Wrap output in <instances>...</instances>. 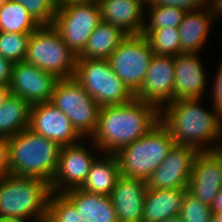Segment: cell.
<instances>
[{"label": "cell", "mask_w": 222, "mask_h": 222, "mask_svg": "<svg viewBox=\"0 0 222 222\" xmlns=\"http://www.w3.org/2000/svg\"><path fill=\"white\" fill-rule=\"evenodd\" d=\"M209 0H146V5L180 7L187 11L202 9Z\"/></svg>", "instance_id": "d6a6232c"}, {"label": "cell", "mask_w": 222, "mask_h": 222, "mask_svg": "<svg viewBox=\"0 0 222 222\" xmlns=\"http://www.w3.org/2000/svg\"><path fill=\"white\" fill-rule=\"evenodd\" d=\"M89 151L82 142L61 147L57 172L50 183L53 193H63L82 186L93 162L99 157Z\"/></svg>", "instance_id": "7c38bea8"}, {"label": "cell", "mask_w": 222, "mask_h": 222, "mask_svg": "<svg viewBox=\"0 0 222 222\" xmlns=\"http://www.w3.org/2000/svg\"><path fill=\"white\" fill-rule=\"evenodd\" d=\"M160 222H183L180 215H176L174 217H170V218H167L163 221H160Z\"/></svg>", "instance_id": "b9f144b4"}, {"label": "cell", "mask_w": 222, "mask_h": 222, "mask_svg": "<svg viewBox=\"0 0 222 222\" xmlns=\"http://www.w3.org/2000/svg\"><path fill=\"white\" fill-rule=\"evenodd\" d=\"M188 189H147L142 222H160L180 214Z\"/></svg>", "instance_id": "7402d4cb"}, {"label": "cell", "mask_w": 222, "mask_h": 222, "mask_svg": "<svg viewBox=\"0 0 222 222\" xmlns=\"http://www.w3.org/2000/svg\"><path fill=\"white\" fill-rule=\"evenodd\" d=\"M147 186L144 180L120 175L110 199L118 222H142Z\"/></svg>", "instance_id": "e0dca14e"}, {"label": "cell", "mask_w": 222, "mask_h": 222, "mask_svg": "<svg viewBox=\"0 0 222 222\" xmlns=\"http://www.w3.org/2000/svg\"><path fill=\"white\" fill-rule=\"evenodd\" d=\"M222 188V155L218 151L199 152L193 162L188 192L211 206Z\"/></svg>", "instance_id": "2e32d148"}, {"label": "cell", "mask_w": 222, "mask_h": 222, "mask_svg": "<svg viewBox=\"0 0 222 222\" xmlns=\"http://www.w3.org/2000/svg\"><path fill=\"white\" fill-rule=\"evenodd\" d=\"M31 33H8L0 31V56L12 63L24 61Z\"/></svg>", "instance_id": "f1b7e54d"}, {"label": "cell", "mask_w": 222, "mask_h": 222, "mask_svg": "<svg viewBox=\"0 0 222 222\" xmlns=\"http://www.w3.org/2000/svg\"><path fill=\"white\" fill-rule=\"evenodd\" d=\"M202 10V11H200ZM214 20L208 5L202 9L187 11L178 27L180 37V54H197L205 45ZM211 22V23H210Z\"/></svg>", "instance_id": "ffe728a7"}, {"label": "cell", "mask_w": 222, "mask_h": 222, "mask_svg": "<svg viewBox=\"0 0 222 222\" xmlns=\"http://www.w3.org/2000/svg\"><path fill=\"white\" fill-rule=\"evenodd\" d=\"M120 175L117 156L105 153V156L95 159L80 189L91 193L110 195Z\"/></svg>", "instance_id": "603a6c76"}, {"label": "cell", "mask_w": 222, "mask_h": 222, "mask_svg": "<svg viewBox=\"0 0 222 222\" xmlns=\"http://www.w3.org/2000/svg\"><path fill=\"white\" fill-rule=\"evenodd\" d=\"M8 142L9 174L36 177L51 183L59 164V144L29 128L9 137Z\"/></svg>", "instance_id": "3957f363"}, {"label": "cell", "mask_w": 222, "mask_h": 222, "mask_svg": "<svg viewBox=\"0 0 222 222\" xmlns=\"http://www.w3.org/2000/svg\"><path fill=\"white\" fill-rule=\"evenodd\" d=\"M173 145L169 131L159 122L143 137L115 154L121 175L146 181L162 164Z\"/></svg>", "instance_id": "5b68a950"}, {"label": "cell", "mask_w": 222, "mask_h": 222, "mask_svg": "<svg viewBox=\"0 0 222 222\" xmlns=\"http://www.w3.org/2000/svg\"><path fill=\"white\" fill-rule=\"evenodd\" d=\"M213 217H214L218 222H222V211L214 213V214H213Z\"/></svg>", "instance_id": "7bdbcfd3"}, {"label": "cell", "mask_w": 222, "mask_h": 222, "mask_svg": "<svg viewBox=\"0 0 222 222\" xmlns=\"http://www.w3.org/2000/svg\"><path fill=\"white\" fill-rule=\"evenodd\" d=\"M39 26L20 2L3 0L0 4L1 32L32 33Z\"/></svg>", "instance_id": "484cf974"}, {"label": "cell", "mask_w": 222, "mask_h": 222, "mask_svg": "<svg viewBox=\"0 0 222 222\" xmlns=\"http://www.w3.org/2000/svg\"><path fill=\"white\" fill-rule=\"evenodd\" d=\"M13 64L10 60L0 56V86L9 87Z\"/></svg>", "instance_id": "d590c367"}, {"label": "cell", "mask_w": 222, "mask_h": 222, "mask_svg": "<svg viewBox=\"0 0 222 222\" xmlns=\"http://www.w3.org/2000/svg\"><path fill=\"white\" fill-rule=\"evenodd\" d=\"M30 108L26 100L10 94L0 107V136L9 138L28 129Z\"/></svg>", "instance_id": "d4e9b609"}, {"label": "cell", "mask_w": 222, "mask_h": 222, "mask_svg": "<svg viewBox=\"0 0 222 222\" xmlns=\"http://www.w3.org/2000/svg\"><path fill=\"white\" fill-rule=\"evenodd\" d=\"M29 219L20 218V217H7L0 219V222H28Z\"/></svg>", "instance_id": "60d3db41"}, {"label": "cell", "mask_w": 222, "mask_h": 222, "mask_svg": "<svg viewBox=\"0 0 222 222\" xmlns=\"http://www.w3.org/2000/svg\"><path fill=\"white\" fill-rule=\"evenodd\" d=\"M50 183L36 177H0V219L20 217L46 222Z\"/></svg>", "instance_id": "277c9868"}, {"label": "cell", "mask_w": 222, "mask_h": 222, "mask_svg": "<svg viewBox=\"0 0 222 222\" xmlns=\"http://www.w3.org/2000/svg\"><path fill=\"white\" fill-rule=\"evenodd\" d=\"M102 22L98 2L57 6L52 26L62 40L78 57L84 50L88 38Z\"/></svg>", "instance_id": "9c48e42d"}, {"label": "cell", "mask_w": 222, "mask_h": 222, "mask_svg": "<svg viewBox=\"0 0 222 222\" xmlns=\"http://www.w3.org/2000/svg\"><path fill=\"white\" fill-rule=\"evenodd\" d=\"M73 78L100 107L122 105L134 99L108 59H77Z\"/></svg>", "instance_id": "8992f818"}, {"label": "cell", "mask_w": 222, "mask_h": 222, "mask_svg": "<svg viewBox=\"0 0 222 222\" xmlns=\"http://www.w3.org/2000/svg\"><path fill=\"white\" fill-rule=\"evenodd\" d=\"M28 128L61 147L76 144L82 138L69 118L50 101L31 105Z\"/></svg>", "instance_id": "9a60e30c"}, {"label": "cell", "mask_w": 222, "mask_h": 222, "mask_svg": "<svg viewBox=\"0 0 222 222\" xmlns=\"http://www.w3.org/2000/svg\"><path fill=\"white\" fill-rule=\"evenodd\" d=\"M9 175V142L0 136V177Z\"/></svg>", "instance_id": "e575fe53"}, {"label": "cell", "mask_w": 222, "mask_h": 222, "mask_svg": "<svg viewBox=\"0 0 222 222\" xmlns=\"http://www.w3.org/2000/svg\"><path fill=\"white\" fill-rule=\"evenodd\" d=\"M20 2L39 25H52L57 4L55 0H13Z\"/></svg>", "instance_id": "1f68e13d"}, {"label": "cell", "mask_w": 222, "mask_h": 222, "mask_svg": "<svg viewBox=\"0 0 222 222\" xmlns=\"http://www.w3.org/2000/svg\"><path fill=\"white\" fill-rule=\"evenodd\" d=\"M201 99H180L166 104L160 109V123L169 131L174 144L191 146L199 152L217 151L222 116L214 109L211 112L204 109ZM209 142L213 145H208Z\"/></svg>", "instance_id": "7a4b0ae2"}, {"label": "cell", "mask_w": 222, "mask_h": 222, "mask_svg": "<svg viewBox=\"0 0 222 222\" xmlns=\"http://www.w3.org/2000/svg\"><path fill=\"white\" fill-rule=\"evenodd\" d=\"M99 2V0H57L56 4L57 6H66L71 4H84V3H96Z\"/></svg>", "instance_id": "f35d334b"}, {"label": "cell", "mask_w": 222, "mask_h": 222, "mask_svg": "<svg viewBox=\"0 0 222 222\" xmlns=\"http://www.w3.org/2000/svg\"><path fill=\"white\" fill-rule=\"evenodd\" d=\"M10 89L7 86H0V107L4 104L7 97L10 95Z\"/></svg>", "instance_id": "ab89813d"}, {"label": "cell", "mask_w": 222, "mask_h": 222, "mask_svg": "<svg viewBox=\"0 0 222 222\" xmlns=\"http://www.w3.org/2000/svg\"><path fill=\"white\" fill-rule=\"evenodd\" d=\"M76 55L52 25H40L31 33L25 61L58 79L74 76Z\"/></svg>", "instance_id": "52a82bcc"}, {"label": "cell", "mask_w": 222, "mask_h": 222, "mask_svg": "<svg viewBox=\"0 0 222 222\" xmlns=\"http://www.w3.org/2000/svg\"><path fill=\"white\" fill-rule=\"evenodd\" d=\"M160 122V110L152 103L132 101L100 108L98 125L90 138L95 149L116 154L124 146L147 134Z\"/></svg>", "instance_id": "6da1fadb"}, {"label": "cell", "mask_w": 222, "mask_h": 222, "mask_svg": "<svg viewBox=\"0 0 222 222\" xmlns=\"http://www.w3.org/2000/svg\"><path fill=\"white\" fill-rule=\"evenodd\" d=\"M145 7H149L147 12V17H149L147 20L149 21L144 22L142 31H154L163 27L178 28L187 12V10L180 7L154 5Z\"/></svg>", "instance_id": "83f0119b"}, {"label": "cell", "mask_w": 222, "mask_h": 222, "mask_svg": "<svg viewBox=\"0 0 222 222\" xmlns=\"http://www.w3.org/2000/svg\"><path fill=\"white\" fill-rule=\"evenodd\" d=\"M211 1V3H210ZM208 1V6L213 13L214 20L215 17L218 18V16L222 18V0H210Z\"/></svg>", "instance_id": "8d00e7d4"}, {"label": "cell", "mask_w": 222, "mask_h": 222, "mask_svg": "<svg viewBox=\"0 0 222 222\" xmlns=\"http://www.w3.org/2000/svg\"><path fill=\"white\" fill-rule=\"evenodd\" d=\"M179 215L183 222H209L213 217V212L211 206L203 203L187 191Z\"/></svg>", "instance_id": "4dcf8cb0"}, {"label": "cell", "mask_w": 222, "mask_h": 222, "mask_svg": "<svg viewBox=\"0 0 222 222\" xmlns=\"http://www.w3.org/2000/svg\"><path fill=\"white\" fill-rule=\"evenodd\" d=\"M98 3L103 22L113 24L127 35H141L147 16L146 0H99Z\"/></svg>", "instance_id": "d6986e66"}, {"label": "cell", "mask_w": 222, "mask_h": 222, "mask_svg": "<svg viewBox=\"0 0 222 222\" xmlns=\"http://www.w3.org/2000/svg\"><path fill=\"white\" fill-rule=\"evenodd\" d=\"M58 81L55 75L24 60L13 64L9 89L33 105L50 101Z\"/></svg>", "instance_id": "4fadbf2b"}, {"label": "cell", "mask_w": 222, "mask_h": 222, "mask_svg": "<svg viewBox=\"0 0 222 222\" xmlns=\"http://www.w3.org/2000/svg\"><path fill=\"white\" fill-rule=\"evenodd\" d=\"M126 36L120 28L102 21L77 59H108Z\"/></svg>", "instance_id": "cb8c5ba5"}, {"label": "cell", "mask_w": 222, "mask_h": 222, "mask_svg": "<svg viewBox=\"0 0 222 222\" xmlns=\"http://www.w3.org/2000/svg\"><path fill=\"white\" fill-rule=\"evenodd\" d=\"M217 75H215V81L214 85L212 86L213 89L211 90L213 100V108L215 111H217L222 116V60L219 65V68L217 69Z\"/></svg>", "instance_id": "836d02e7"}, {"label": "cell", "mask_w": 222, "mask_h": 222, "mask_svg": "<svg viewBox=\"0 0 222 222\" xmlns=\"http://www.w3.org/2000/svg\"><path fill=\"white\" fill-rule=\"evenodd\" d=\"M209 222H218L214 217H212Z\"/></svg>", "instance_id": "f6af8a7d"}, {"label": "cell", "mask_w": 222, "mask_h": 222, "mask_svg": "<svg viewBox=\"0 0 222 222\" xmlns=\"http://www.w3.org/2000/svg\"><path fill=\"white\" fill-rule=\"evenodd\" d=\"M211 210L214 213L222 211V188L216 195L213 204L211 205Z\"/></svg>", "instance_id": "74e56055"}, {"label": "cell", "mask_w": 222, "mask_h": 222, "mask_svg": "<svg viewBox=\"0 0 222 222\" xmlns=\"http://www.w3.org/2000/svg\"><path fill=\"white\" fill-rule=\"evenodd\" d=\"M154 52L142 35H127L108 57L109 64L128 89L135 94L145 79Z\"/></svg>", "instance_id": "30bf717a"}, {"label": "cell", "mask_w": 222, "mask_h": 222, "mask_svg": "<svg viewBox=\"0 0 222 222\" xmlns=\"http://www.w3.org/2000/svg\"><path fill=\"white\" fill-rule=\"evenodd\" d=\"M50 102L69 118L82 138L94 135L101 107L73 77L59 79Z\"/></svg>", "instance_id": "ba28073f"}, {"label": "cell", "mask_w": 222, "mask_h": 222, "mask_svg": "<svg viewBox=\"0 0 222 222\" xmlns=\"http://www.w3.org/2000/svg\"><path fill=\"white\" fill-rule=\"evenodd\" d=\"M86 222H118L109 195L73 188L62 193Z\"/></svg>", "instance_id": "44dd1931"}, {"label": "cell", "mask_w": 222, "mask_h": 222, "mask_svg": "<svg viewBox=\"0 0 222 222\" xmlns=\"http://www.w3.org/2000/svg\"><path fill=\"white\" fill-rule=\"evenodd\" d=\"M156 56H177L180 54L178 28L163 27L154 31H142Z\"/></svg>", "instance_id": "4316f807"}, {"label": "cell", "mask_w": 222, "mask_h": 222, "mask_svg": "<svg viewBox=\"0 0 222 222\" xmlns=\"http://www.w3.org/2000/svg\"><path fill=\"white\" fill-rule=\"evenodd\" d=\"M199 54L175 56L174 100L203 98L207 76Z\"/></svg>", "instance_id": "ac0fdd59"}, {"label": "cell", "mask_w": 222, "mask_h": 222, "mask_svg": "<svg viewBox=\"0 0 222 222\" xmlns=\"http://www.w3.org/2000/svg\"><path fill=\"white\" fill-rule=\"evenodd\" d=\"M46 222H86L74 205L62 194L51 193Z\"/></svg>", "instance_id": "f546056e"}, {"label": "cell", "mask_w": 222, "mask_h": 222, "mask_svg": "<svg viewBox=\"0 0 222 222\" xmlns=\"http://www.w3.org/2000/svg\"><path fill=\"white\" fill-rule=\"evenodd\" d=\"M198 153L194 147L174 144L162 164L145 181L147 189H188Z\"/></svg>", "instance_id": "8fae6325"}, {"label": "cell", "mask_w": 222, "mask_h": 222, "mask_svg": "<svg viewBox=\"0 0 222 222\" xmlns=\"http://www.w3.org/2000/svg\"><path fill=\"white\" fill-rule=\"evenodd\" d=\"M221 140H222V135H221ZM217 151L222 155V142H220V145Z\"/></svg>", "instance_id": "ee69618b"}, {"label": "cell", "mask_w": 222, "mask_h": 222, "mask_svg": "<svg viewBox=\"0 0 222 222\" xmlns=\"http://www.w3.org/2000/svg\"><path fill=\"white\" fill-rule=\"evenodd\" d=\"M174 83L175 57L154 55L143 84L134 98L152 103L160 110L174 101Z\"/></svg>", "instance_id": "5bb4252c"}]
</instances>
